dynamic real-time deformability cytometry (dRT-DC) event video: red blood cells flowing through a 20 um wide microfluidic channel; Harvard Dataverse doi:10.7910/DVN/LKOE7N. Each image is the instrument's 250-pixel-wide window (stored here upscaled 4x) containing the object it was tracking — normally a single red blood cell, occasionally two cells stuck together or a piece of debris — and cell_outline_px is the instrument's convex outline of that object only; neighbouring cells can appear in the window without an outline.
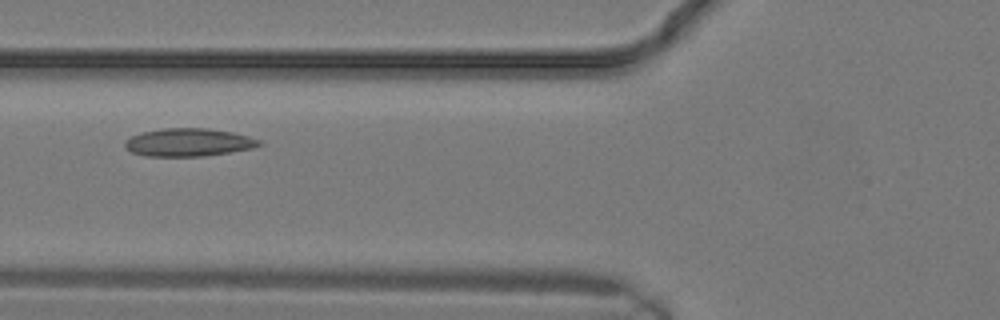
{"species": "common noctule bat (a hibernating species)", "species_latin": "Nyctalus noctula", "temperature_condition": "warm", "stored_images_in_passage": 14, "camera_frame_rate_fps": 3000, "um_per_image_px": 0.085, "animal": {"sex": "male", "body_mass_g": 19.2, "forearm_length_mm": 51.8}, "frame": {"image": 1, "passage_image": 8, "time_ms": 2.333, "image_size_px": [1000, 320], "cell_outline_px": [[264, 144], [252, 148], [204, 156], [148, 156], [132, 152], [124, 144], [124, 140], [140, 132], [164, 128], [208, 128], [232, 132], [248, 136], [260, 140]], "centroid_in_image_um": [16.03, 12.09], "position_along_channel_um": 109.8, "area_um2": 21.79}}
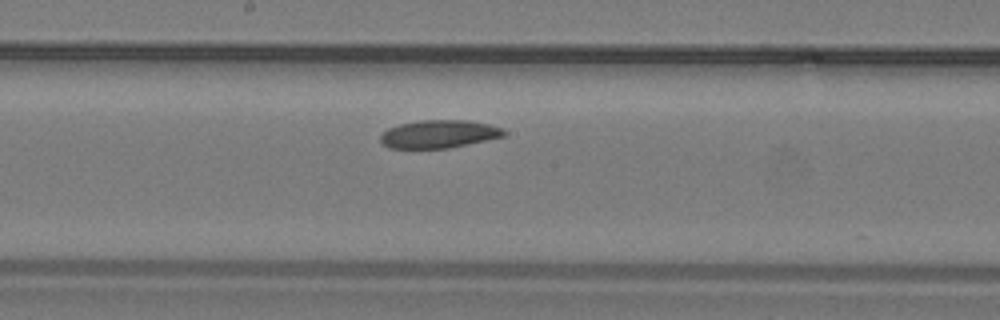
{"frame": {"image": 2, "passage_image": 12, "time_ms": 3.667, "image_size_px": [1000, 320], "cell_outline_px": [[508, 132], [504, 136], [448, 148], [388, 148], [380, 140], [380, 136], [388, 128], [400, 124], [420, 120], [468, 120], [488, 124], [504, 128]], "centroid_in_image_um": [37.33, 11.38], "position_along_channel_um": 210.9, "area_um2": 20.06}}
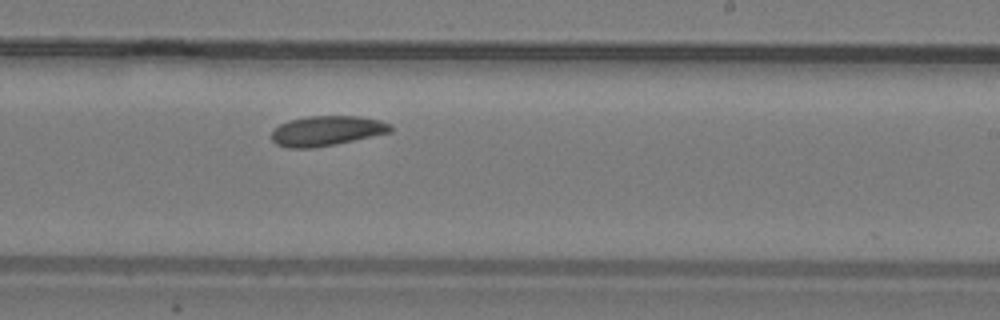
{"frame": {"image": 3, "passage_image": 14, "time_ms": 4.333, "image_size_px": [1000, 320], "cell_outline_px": [[392, 132], [336, 144], [312, 148], [288, 148], [276, 144], [272, 140], [272, 132], [280, 124], [288, 120], [308, 116], [360, 116], [380, 120], [392, 124]], "centroid_in_image_um": [27.79, 11.12], "position_along_channel_um": 261.2, "area_um2": 20.87}}